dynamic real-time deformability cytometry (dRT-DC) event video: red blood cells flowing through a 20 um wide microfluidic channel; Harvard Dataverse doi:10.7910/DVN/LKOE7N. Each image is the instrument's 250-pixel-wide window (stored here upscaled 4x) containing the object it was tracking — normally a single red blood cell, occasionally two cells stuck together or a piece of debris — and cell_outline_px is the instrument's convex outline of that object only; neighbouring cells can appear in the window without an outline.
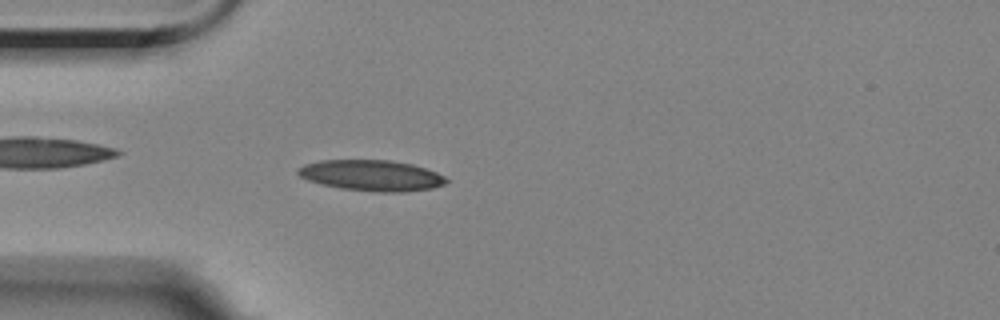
{"species": "Egyptian fruit bat (a non-hibernating species)", "species_latin": "Rousettus aegyptiacus", "temperature_condition": "room temperature", "stored_images_in_passage": 43, "camera_frame_rate_fps": 3000, "um_per_image_px": 0.085, "animal": {"sex": "female"}, "frame": {"image": 1, "passage_image": 2, "time_ms": 0.333, "image_size_px": [1000, 320], "cell_outline_px": [[448, 180], [444, 184], [432, 188], [404, 192], [380, 192], [340, 188], [308, 180], [300, 176], [296, 172], [304, 164], [320, 160], [388, 160], [412, 164], [436, 172], [444, 176]], "centroid_in_image_um": [31.59, 14.91], "position_along_channel_um": 53.4, "area_um2": 26.41}}
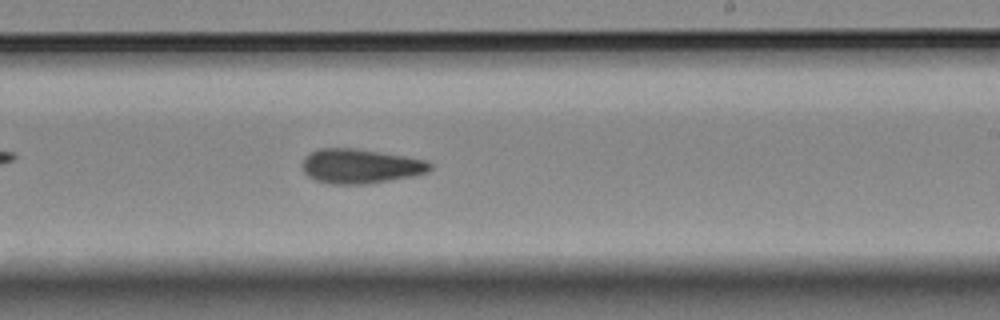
{"frame": {"image": 2, "passage_image": 20, "time_ms": 6.333, "image_size_px": [1000, 320], "cell_outline_px": [[432, 168], [428, 172], [412, 176], [368, 184], [332, 184], [316, 180], [308, 176], [304, 172], [300, 164], [304, 156], [308, 152], [320, 148], [352, 148], [424, 160], [432, 164]], "centroid_in_image_um": [30.55, 14.13], "position_along_channel_um": 258.4, "area_um2": 25.55}}
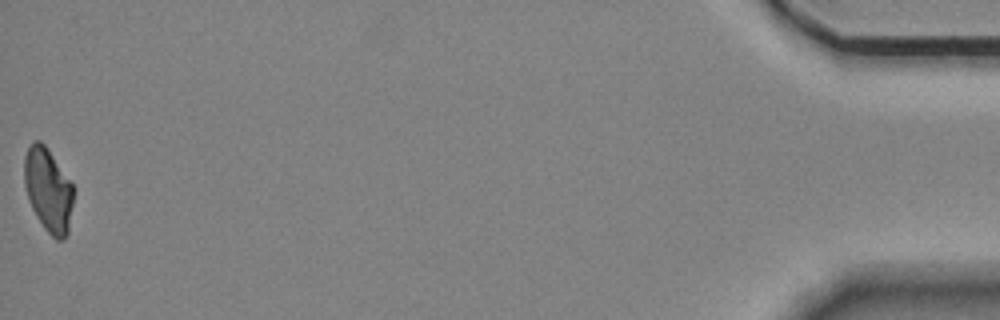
{"frame": {"image": 3, "passage_image": 43, "time_ms": 14.0, "image_size_px": [1000, 320], "cell_outline_px": [[72, 204], [68, 232], [64, 240], [56, 240], [44, 228], [36, 216], [28, 200], [24, 184], [24, 156], [32, 140], [40, 140], [44, 144], [72, 184]], "centroid_in_image_um": [4.07, 16.15], "position_along_channel_um": 431.1, "area_um2": 23.76}, "authors_computed_cell_mechanics": {"area_um2": 25.0274, "velocity_mm_per_s": 3.5163, "shape_relaxation_time_tau1_ms": null, "shape_relaxation_time_tau2_ms": 8.5435, "deformation_change_tau1": null, "deformation_change_tau2": 0.1742}}